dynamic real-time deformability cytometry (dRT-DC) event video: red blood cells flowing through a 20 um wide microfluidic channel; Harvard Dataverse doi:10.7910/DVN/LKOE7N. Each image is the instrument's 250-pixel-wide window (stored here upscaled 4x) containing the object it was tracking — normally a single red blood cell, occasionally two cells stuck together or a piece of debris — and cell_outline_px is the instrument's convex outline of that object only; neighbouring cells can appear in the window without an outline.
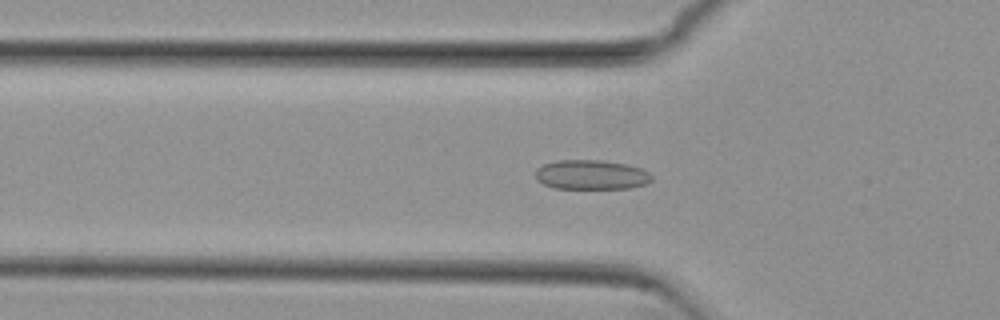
{"species": "common noctule bat (a hibernating species)", "species_latin": "Nyctalus noctula", "temperature_condition": "cold", "stored_images_in_passage": 53, "camera_frame_rate_fps": 3000, "um_per_image_px": 0.085, "animal": {"sex": "female", "body_mass_g": 29.2, "forearm_length_mm": 56.3}, "frame": {"image": 1, "passage_image": 17, "time_ms": 5.333, "image_size_px": [1000, 320], "cell_outline_px": [[652, 180], [644, 184], [628, 188], [552, 188], [536, 180], [536, 168], [544, 164], [556, 160], [600, 160], [628, 164], [640, 168], [648, 172], [652, 176]], "centroid_in_image_um": [50.23, 14.84], "position_along_channel_um": 75.6, "area_um2": 20.0}}
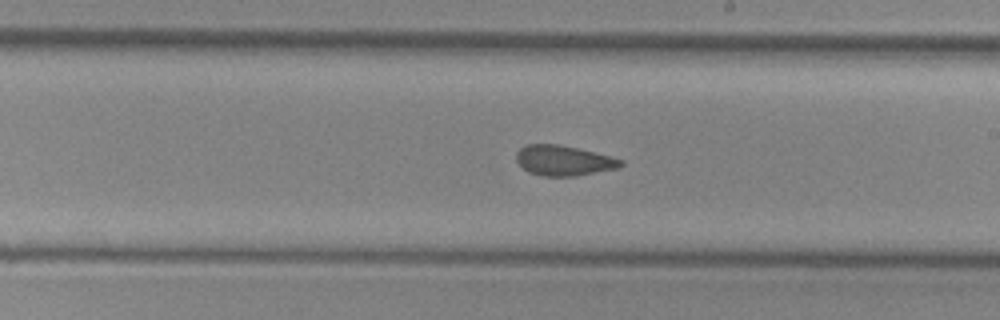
{"frame": {"image": 2, "passage_image": 30, "time_ms": 9.667, "image_size_px": [1000, 320], "cell_outline_px": [[624, 164], [620, 168], [576, 176], [544, 176], [528, 172], [516, 160], [516, 152], [520, 148], [528, 144], [560, 144], [624, 160]], "centroid_in_image_um": [47.92, 13.65], "position_along_channel_um": 241.1, "area_um2": 18.32}}
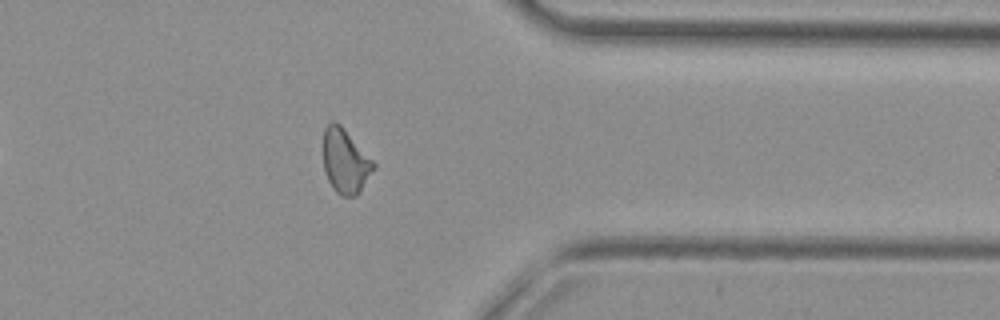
{"frame": {"image": 3, "passage_image": 42, "time_ms": 13.667, "image_size_px": [1000, 320], "cell_outline_px": [[376, 168], [360, 192], [356, 196], [340, 196], [332, 188], [324, 172], [324, 128], [332, 120], [340, 124], [376, 164]], "centroid_in_image_um": [29.36, 13.73], "position_along_channel_um": 382.0, "area_um2": 18.9}, "authors_computed_cell_mechanics": {"area_um2": 19.1318, "velocity_mm_per_s": 3.807, "shape_relaxation_time_tau1_ms": null, "shape_relaxation_time_tau2_ms": 2.29, "deformation_change_tau1": null, "deformation_change_tau2": 0.0748}}